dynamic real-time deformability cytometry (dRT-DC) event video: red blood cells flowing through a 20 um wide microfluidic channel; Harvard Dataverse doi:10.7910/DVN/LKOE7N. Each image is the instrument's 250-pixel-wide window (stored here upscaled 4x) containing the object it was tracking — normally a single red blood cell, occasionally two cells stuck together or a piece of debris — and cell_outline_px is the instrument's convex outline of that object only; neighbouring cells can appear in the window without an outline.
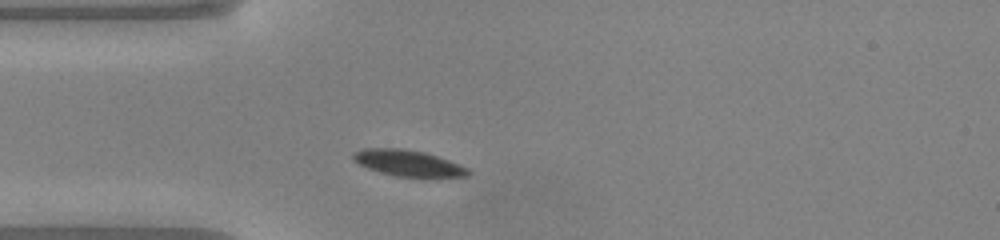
{"species": "common noctule bat (a hibernating species)", "species_latin": "Nyctalus noctula", "temperature_condition": "warm", "stored_images_in_passage": 38, "camera_frame_rate_fps": 3000, "um_per_image_px": 0.085, "animal": {"sex": "male", "body_mass_g": 20.0, "forearm_length_mm": 53.3}, "frame": {"image": 1, "passage_image": 1, "time_ms": 0.0, "image_size_px": [1000, 240], "cell_outline_px": [[472, 172], [468, 176], [396, 176], [380, 172], [368, 168], [352, 160], [352, 152], [364, 148], [400, 148], [424, 152], [460, 164], [468, 168]], "centroid_in_image_um": [34.66, 13.85], "position_along_channel_um": 50.3, "area_um2": 17.28}}
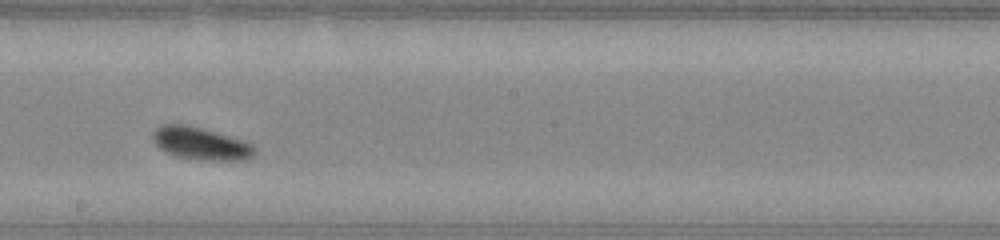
{"frame": {"image": 2, "passage_image": 15, "time_ms": 4.667, "image_size_px": [1000, 240], "cell_outline_px": [[256, 152], [248, 160], [200, 160], [176, 156], [160, 148], [152, 140], [152, 132], [160, 124], [188, 124], [244, 140], [252, 144], [256, 148]], "centroid_in_image_um": [17.08, 12.19], "position_along_channel_um": 231.1, "area_um2": 19.48}}
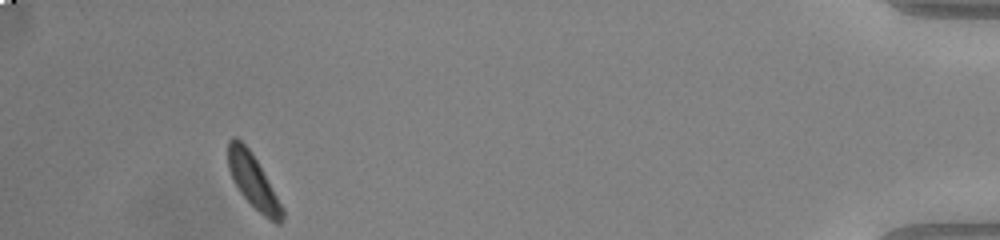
{"frame": {"image": 3, "passage_image": 34, "time_ms": 11.0, "image_size_px": [1000, 240], "cell_outline_px": [[284, 216], [280, 224], [276, 224], [264, 216], [240, 192], [228, 168], [228, 140], [232, 136], [236, 136], [252, 152], [284, 208]], "centroid_in_image_um": [21.53, 15.39], "position_along_channel_um": 413.7, "area_um2": 16.7}, "authors_computed_cell_mechanics": {"area_um2": 18.0914, "velocity_mm_per_s": 4.0231, "shape_relaxation_time_tau1_ms": 1.7459, "shape_relaxation_time_tau2_ms": null, "deformation_change_tau1": 0.0926, "deformation_change_tau2": null}}